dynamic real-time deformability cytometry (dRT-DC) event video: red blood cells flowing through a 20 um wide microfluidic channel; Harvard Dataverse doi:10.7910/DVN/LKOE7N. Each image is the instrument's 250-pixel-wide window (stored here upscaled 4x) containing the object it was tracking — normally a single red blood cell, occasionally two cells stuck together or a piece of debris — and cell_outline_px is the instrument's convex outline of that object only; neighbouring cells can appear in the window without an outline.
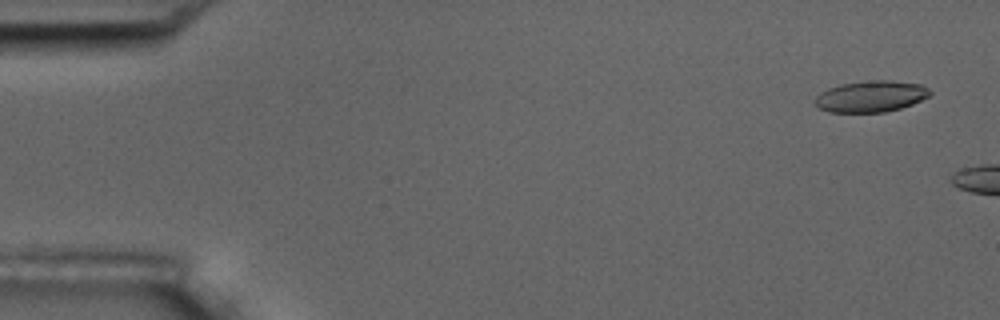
{"species": "common noctule bat (a hibernating species)", "species_latin": "Nyctalus noctula", "temperature_condition": "room temperature", "stored_images_in_passage": 6, "camera_frame_rate_fps": 3000, "um_per_image_px": 0.085, "animal": {"sex": "male", "body_mass_g": 17.5, "forearm_length_mm": 52.3}, "frame": {"image": 1, "passage_image": 2, "time_ms": 0.333, "image_size_px": [1000, 320], "cell_outline_px": [[932, 92], [928, 96], [912, 104], [900, 108], [884, 112], [828, 112], [820, 108], [816, 104], [816, 96], [820, 92], [828, 88], [840, 84], [876, 80], [892, 80], [920, 84], [928, 88]], "centroid_in_image_um": [74.03, 8.19], "position_along_channel_um": 11.0, "area_um2": 20.81}}